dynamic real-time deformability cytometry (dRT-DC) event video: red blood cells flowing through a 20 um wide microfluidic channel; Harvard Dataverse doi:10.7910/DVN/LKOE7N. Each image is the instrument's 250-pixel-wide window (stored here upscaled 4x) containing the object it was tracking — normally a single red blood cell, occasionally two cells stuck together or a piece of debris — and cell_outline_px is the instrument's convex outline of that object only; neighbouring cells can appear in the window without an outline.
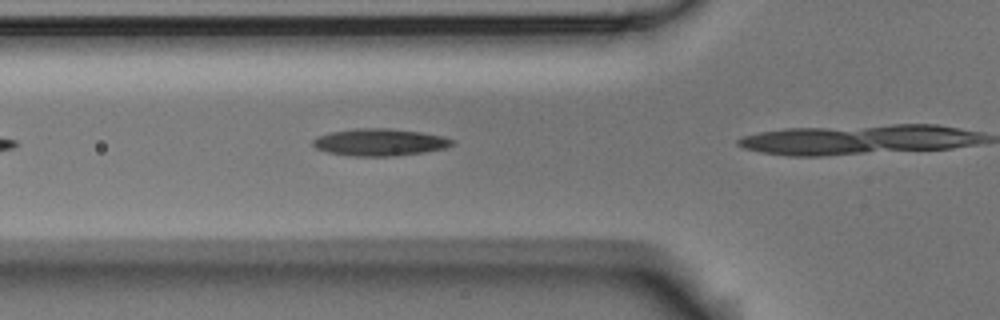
{"species": "Egyptian fruit bat (a non-hibernating species)", "species_latin": "Rousettus aegyptiacus", "temperature_condition": "room temperature", "stored_images_in_passage": 11, "camera_frame_rate_fps": 3000, "um_per_image_px": 0.085, "animal": {"sex": "male"}, "frame": {"image": 1, "passage_image": 4, "time_ms": 1.0, "image_size_px": [1000, 320], "cell_outline_px": [[456, 140], [452, 144], [444, 148], [424, 152], [392, 156], [348, 156], [328, 152], [316, 148], [312, 144], [312, 140], [316, 136], [332, 132], [356, 128], [388, 128], [420, 132], [444, 136]], "centroid_in_image_um": [32.26, 12.09], "position_along_channel_um": 93.5, "area_um2": 22.02}}
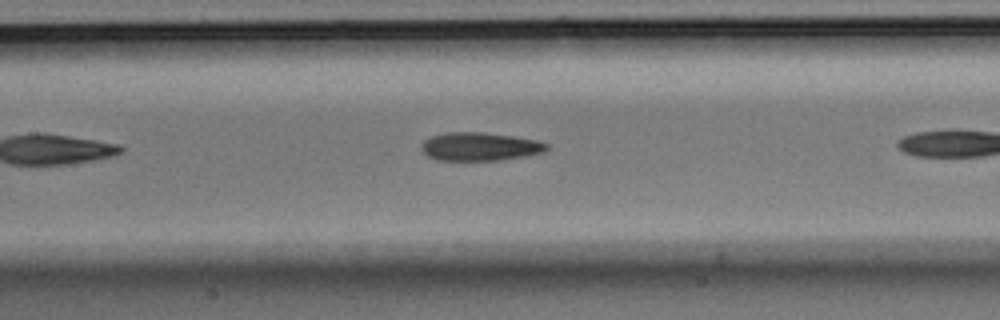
{"frame": {"image": 2, "passage_image": 10, "time_ms": 3.0, "image_size_px": [1000, 320], "cell_outline_px": [[548, 148], [544, 152], [524, 156], [500, 160], [436, 160], [428, 156], [420, 148], [424, 140], [432, 136], [448, 132], [484, 132], [512, 136], [536, 140], [548, 144]], "centroid_in_image_um": [40.77, 12.46], "position_along_channel_um": 166.6, "area_um2": 20.58}}